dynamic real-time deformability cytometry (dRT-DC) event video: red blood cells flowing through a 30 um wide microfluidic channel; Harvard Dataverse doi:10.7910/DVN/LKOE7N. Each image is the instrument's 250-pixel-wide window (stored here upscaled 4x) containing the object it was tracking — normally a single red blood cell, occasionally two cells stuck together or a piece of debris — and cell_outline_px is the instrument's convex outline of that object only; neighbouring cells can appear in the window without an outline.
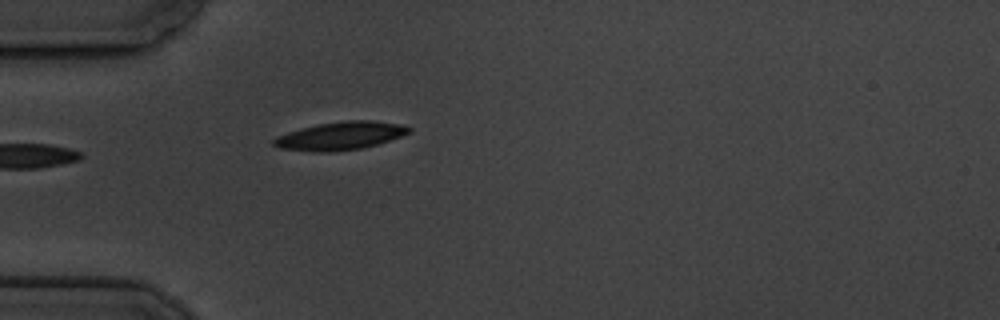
{"species": "common noctule bat (a hibernating species)", "species_latin": "Nyctalus noctula", "temperature_condition": "cold", "stored_images_in_passage": 2, "camera_frame_rate_fps": 3000, "um_per_image_px": 0.085, "animal": {"sex": "male", "body_mass_g": 19.5, "forearm_length_mm": 54.6}, "frame": {"image": 1, "passage_image": 2, "time_ms": 1.333, "image_size_px": [1000, 320], "cell_outline_px": [[412, 128], [408, 132], [400, 136], [376, 144], [360, 148], [332, 152], [312, 152], [280, 148], [272, 144], [272, 140], [276, 136], [288, 132], [320, 124], [344, 120], [368, 120], [400, 124]], "centroid_in_image_um": [28.88, 11.55], "position_along_channel_um": 56.1, "area_um2": 21.79}}